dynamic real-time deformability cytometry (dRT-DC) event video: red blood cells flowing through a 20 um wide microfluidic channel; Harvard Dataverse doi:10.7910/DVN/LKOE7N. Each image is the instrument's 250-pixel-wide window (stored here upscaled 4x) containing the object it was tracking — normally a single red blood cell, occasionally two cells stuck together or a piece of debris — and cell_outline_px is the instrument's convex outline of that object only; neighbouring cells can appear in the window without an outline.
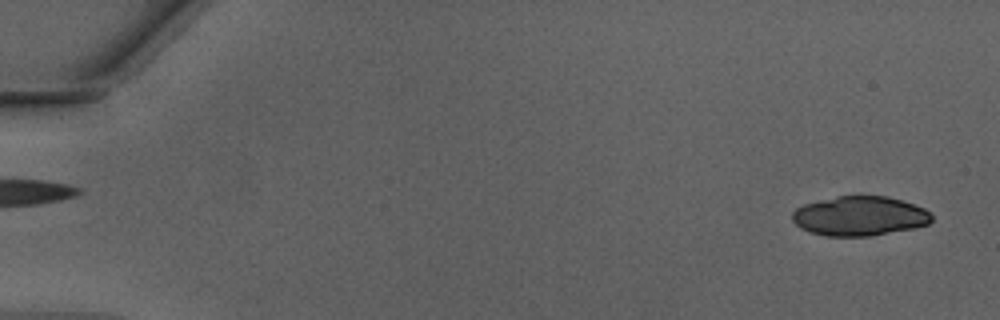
{"species": "Egyptian fruit bat (a non-hibernating species)", "species_latin": "Rousettus aegyptiacus", "temperature_condition": "warm", "stored_images_in_passage": 17, "camera_frame_rate_fps": 3000, "um_per_image_px": 0.085, "animal": {"sex": "male"}, "frame": {"image": 1, "passage_image": 3, "time_ms": 0.667, "image_size_px": [1000, 320], "cell_outline_px": [[932, 220], [928, 224], [912, 228], [872, 236], [824, 236], [800, 228], [792, 220], [792, 212], [796, 208], [804, 204], [836, 196], [860, 192], [888, 196], [924, 208], [932, 216]], "centroid_in_image_um": [73.04, 18.32], "position_along_channel_um": 12.0, "area_um2": 32.71}}